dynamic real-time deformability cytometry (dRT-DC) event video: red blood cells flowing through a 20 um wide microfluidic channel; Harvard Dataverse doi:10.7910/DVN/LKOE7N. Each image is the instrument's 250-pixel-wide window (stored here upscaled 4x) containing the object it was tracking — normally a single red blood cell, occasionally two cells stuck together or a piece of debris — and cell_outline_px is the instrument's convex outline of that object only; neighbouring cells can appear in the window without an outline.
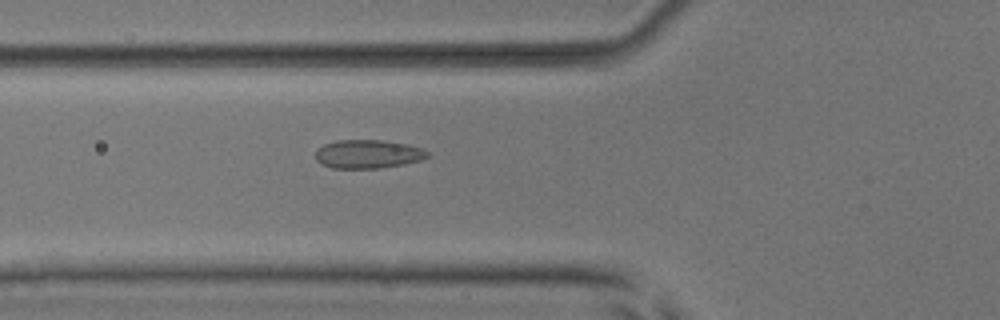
{"species": "common noctule bat (a hibernating species)", "species_latin": "Nyctalus noctula", "temperature_condition": "room temperature", "stored_images_in_passage": 40, "camera_frame_rate_fps": 3000, "um_per_image_px": 0.085, "animal": {"sex": "male", "body_mass_g": 17.9, "forearm_length_mm": 54.2}, "frame": {"image": 1, "passage_image": 7, "time_ms": 2.0, "image_size_px": [1000, 320], "cell_outline_px": [[428, 156], [420, 160], [404, 164], [380, 168], [332, 168], [320, 164], [316, 160], [316, 148], [324, 144], [336, 140], [380, 140], [404, 144], [420, 148], [428, 152]], "centroid_in_image_um": [31.21, 13.1], "position_along_channel_um": 94.6, "area_um2": 18.55}}
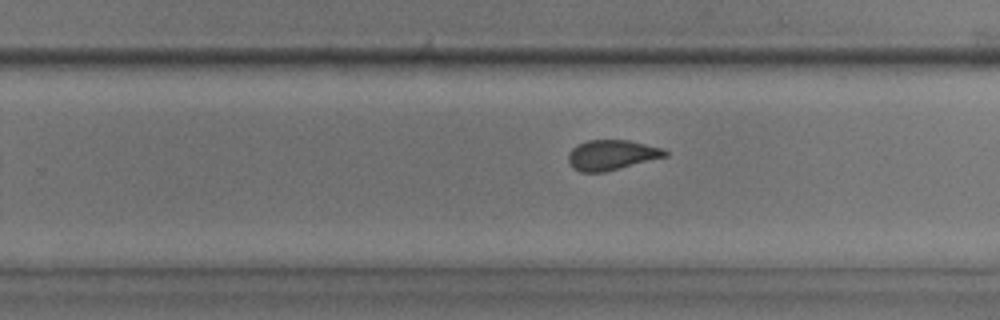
{"frame": {"image": 2, "passage_image": 21, "time_ms": 6.667, "image_size_px": [1000, 320], "cell_outline_px": [[668, 156], [604, 172], [580, 172], [572, 168], [568, 164], [568, 152], [576, 144], [588, 140], [628, 140], [664, 148], [668, 152]], "centroid_in_image_um": [51.97, 13.17], "position_along_channel_um": 277.8, "area_um2": 17.17}}
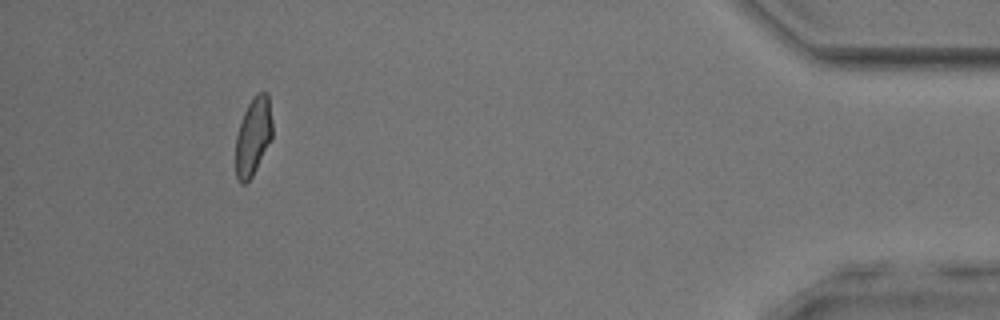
{"frame": {"image": 3, "passage_image": 36, "time_ms": 11.667, "image_size_px": [1000, 320], "cell_outline_px": [[272, 140], [252, 176], [244, 184], [240, 184], [236, 176], [236, 136], [244, 112], [248, 104], [260, 92], [268, 92], [272, 120]], "centroid_in_image_um": [21.53, 11.61], "position_along_channel_um": 413.7, "area_um2": 16.59}, "authors_computed_cell_mechanics": {"area_um2": 17.3978, "velocity_mm_per_s": 3.9389, "shape_relaxation_time_tau1_ms": null, "shape_relaxation_time_tau2_ms": 0.9882, "deformation_change_tau1": null, "deformation_change_tau2": 0.0626}}